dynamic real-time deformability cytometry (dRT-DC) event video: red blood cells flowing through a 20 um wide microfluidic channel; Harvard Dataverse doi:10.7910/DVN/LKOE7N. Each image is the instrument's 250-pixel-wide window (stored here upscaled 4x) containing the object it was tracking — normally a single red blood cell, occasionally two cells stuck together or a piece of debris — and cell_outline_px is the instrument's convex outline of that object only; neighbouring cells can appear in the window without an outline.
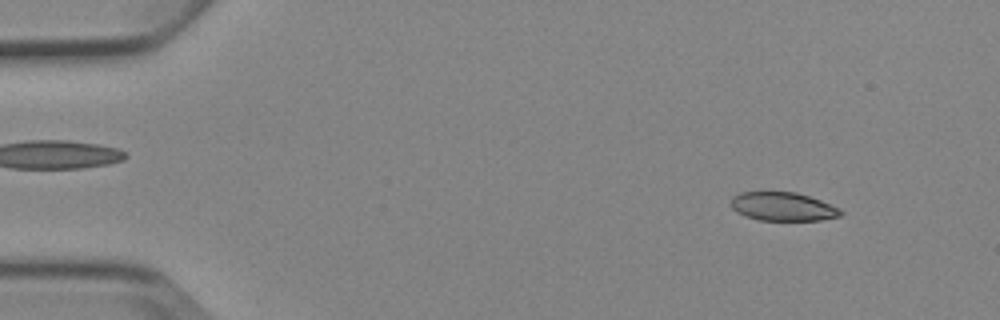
{"species": "Egyptian fruit bat (a non-hibernating species)", "species_latin": "Rousettus aegyptiacus", "temperature_condition": "cold", "stored_images_in_passage": 3, "camera_frame_rate_fps": 3000, "um_per_image_px": 0.085, "animal": {"sex": "female"}, "frame": {"image": 1, "passage_image": 1, "time_ms": 0.0, "image_size_px": [1000, 320], "cell_outline_px": [[844, 212], [840, 216], [820, 220], [760, 220], [744, 216], [736, 212], [732, 208], [732, 196], [740, 192], [764, 188], [796, 192], [820, 200], [840, 208]], "centroid_in_image_um": [66.48, 17.5], "position_along_channel_um": 18.5, "area_um2": 19.07}}
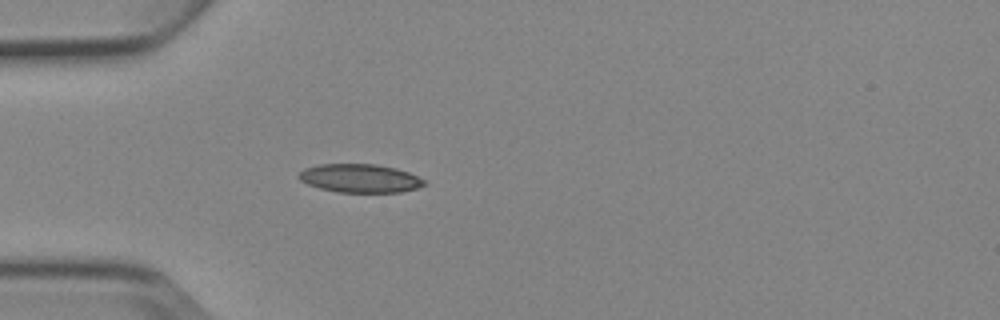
{"frame": {"image": 2, "passage_image": 3, "time_ms": 3.333, "image_size_px": [1000, 320], "cell_outline_px": [[428, 184], [416, 188], [400, 192], [336, 192], [320, 188], [308, 184], [300, 180], [296, 176], [304, 168], [320, 164], [376, 164], [396, 168], [408, 172], [424, 180]], "centroid_in_image_um": [30.58, 15.15], "position_along_channel_um": 54.4, "area_um2": 20.81}}